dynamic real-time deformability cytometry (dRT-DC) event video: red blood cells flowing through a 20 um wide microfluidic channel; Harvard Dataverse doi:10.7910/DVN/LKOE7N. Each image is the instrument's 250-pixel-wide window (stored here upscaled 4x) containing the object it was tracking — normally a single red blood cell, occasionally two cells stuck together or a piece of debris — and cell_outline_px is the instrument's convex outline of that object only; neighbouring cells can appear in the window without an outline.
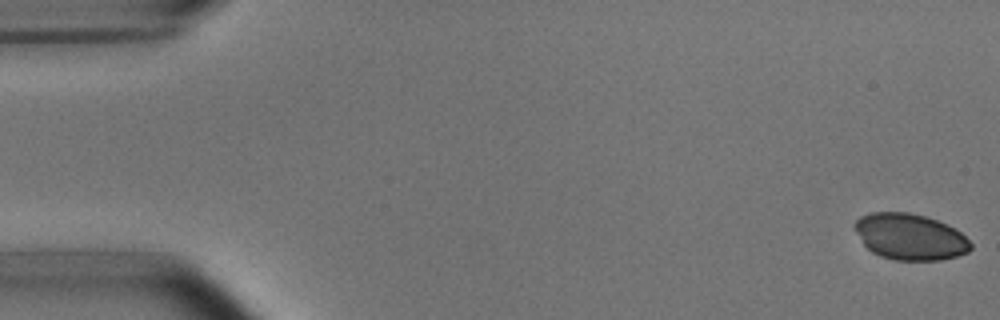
{"species": "common noctule bat (a hibernating species)", "species_latin": "Nyctalus noctula", "temperature_condition": "room temperature", "stored_images_in_passage": 53, "camera_frame_rate_fps": 3000, "um_per_image_px": 0.085, "animal": {"sex": "male", "body_mass_g": 15.6}, "frame": {"image": 1, "passage_image": 1, "time_ms": 0.0, "image_size_px": [1000, 320], "cell_outline_px": [[972, 248], [968, 252], [956, 256], [940, 260], [896, 260], [880, 256], [872, 252], [864, 244], [856, 232], [852, 224], [860, 216], [872, 212], [908, 212], [924, 216], [936, 220], [960, 232], [972, 244]], "centroid_in_image_um": [77.32, 20.13], "position_along_channel_um": 7.7, "area_um2": 31.04}}
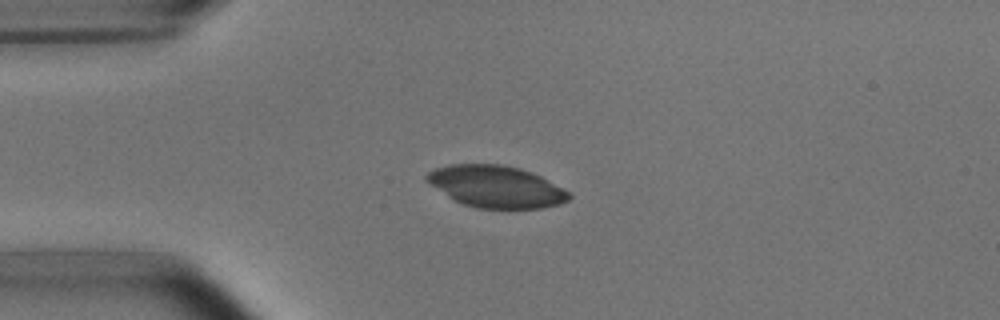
{"frame": {"image": 2, "passage_image": 13, "time_ms": 4.0, "image_size_px": [1000, 320], "cell_outline_px": [[572, 196], [568, 200], [560, 204], [544, 208], [476, 208], [464, 204], [448, 196], [428, 184], [424, 180], [424, 176], [428, 172], [436, 168], [452, 164], [500, 164], [520, 168], [532, 172], [564, 188]], "centroid_in_image_um": [42.16, 15.85], "position_along_channel_um": 42.8, "area_um2": 34.74}}